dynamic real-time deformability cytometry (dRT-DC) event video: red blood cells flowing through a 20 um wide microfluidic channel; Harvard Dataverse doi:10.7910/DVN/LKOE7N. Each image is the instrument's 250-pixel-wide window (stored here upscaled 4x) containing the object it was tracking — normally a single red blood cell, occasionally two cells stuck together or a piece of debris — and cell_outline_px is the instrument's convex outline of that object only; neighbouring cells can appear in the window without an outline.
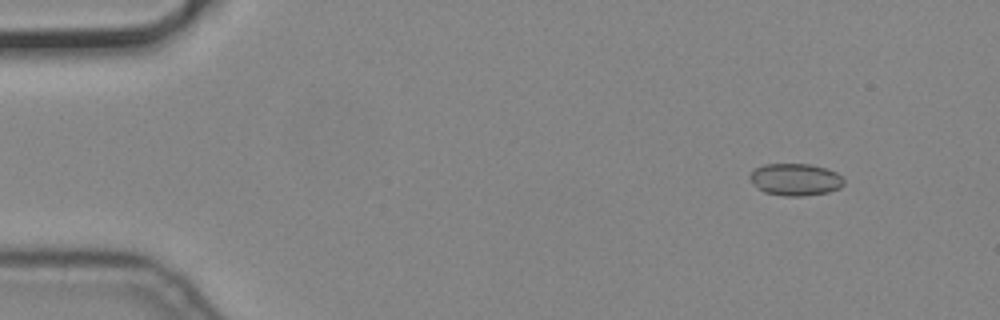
{"species": "common noctule bat (a hibernating species)", "species_latin": "Nyctalus noctula", "temperature_condition": "cold", "stored_images_in_passage": 5, "camera_frame_rate_fps": 3000, "um_per_image_px": 0.085, "animal": {"sex": "male", "body_mass_g": 19.2, "forearm_length_mm": 51.8}, "frame": {"image": 1, "passage_image": 2, "time_ms": 0.333, "image_size_px": [1000, 320], "cell_outline_px": [[844, 184], [840, 188], [828, 192], [804, 196], [784, 196], [764, 192], [748, 176], [756, 168], [764, 164], [808, 164], [828, 168], [836, 172], [844, 180]], "centroid_in_image_um": [67.65, 15.25], "position_along_channel_um": 17.4, "area_um2": 17.46}}
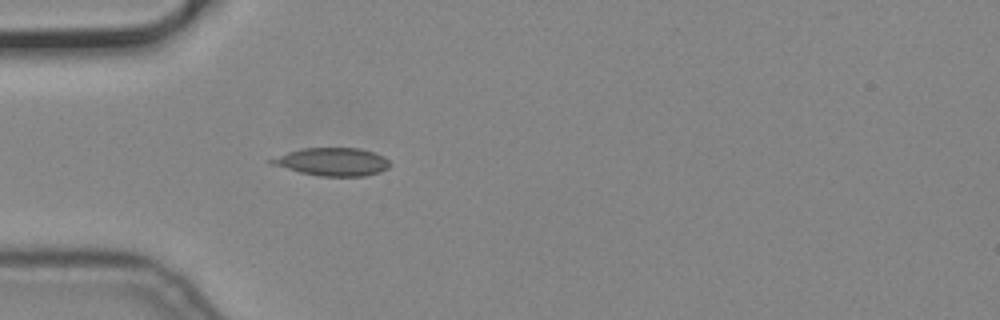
{"frame": {"image": 2, "passage_image": 5, "time_ms": 1.333, "image_size_px": [1000, 320], "cell_outline_px": [[392, 164], [388, 168], [380, 172], [364, 176], [320, 176], [300, 172], [268, 164], [268, 160], [288, 152], [304, 148], [360, 148], [384, 156]], "centroid_in_image_um": [28.26, 13.75], "position_along_channel_um": 56.7, "area_um2": 19.31}}